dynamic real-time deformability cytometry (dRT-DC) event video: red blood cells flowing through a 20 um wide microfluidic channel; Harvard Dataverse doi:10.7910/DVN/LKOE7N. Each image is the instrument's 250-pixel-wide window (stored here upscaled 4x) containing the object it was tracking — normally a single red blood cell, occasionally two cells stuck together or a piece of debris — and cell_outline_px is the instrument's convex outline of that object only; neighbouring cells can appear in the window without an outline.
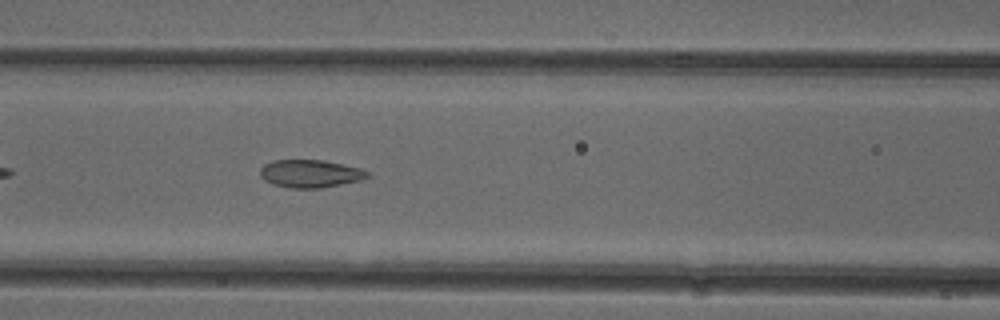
{"species": "common noctule bat (a hibernating species)", "species_latin": "Nyctalus noctula", "temperature_condition": "cold", "stored_images_in_passage": 39, "camera_frame_rate_fps": 3000, "um_per_image_px": 0.085, "animal": {"sex": "female"}, "frame": {"image": 1, "passage_image": 9, "time_ms": 2.667, "image_size_px": [1000, 320], "cell_outline_px": [[372, 176], [360, 180], [320, 188], [288, 188], [264, 180], [260, 176], [260, 168], [264, 164], [272, 160], [324, 160], [344, 164], [360, 168], [368, 172]], "centroid_in_image_um": [26.37, 14.75], "position_along_channel_um": 140.2, "area_um2": 17.4}}
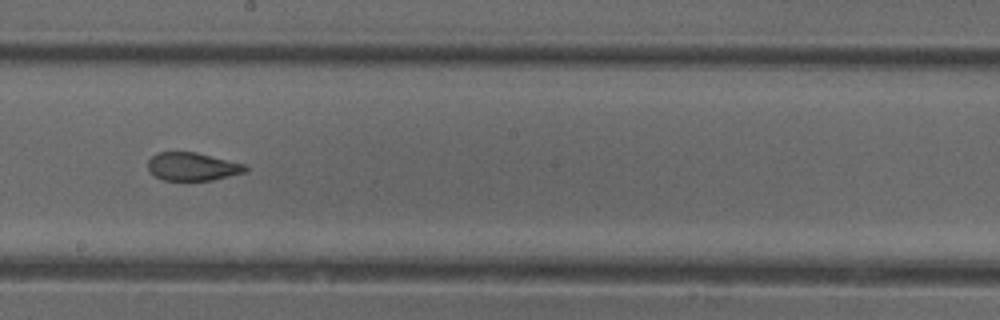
{"frame": {"image": 2, "passage_image": 16, "time_ms": 5.0, "image_size_px": [1000, 320], "cell_outline_px": [[248, 172], [212, 180], [164, 180], [156, 176], [148, 168], [148, 160], [156, 152], [196, 152], [244, 164], [248, 168]], "centroid_in_image_um": [16.38, 14.16], "position_along_channel_um": 231.8, "area_um2": 15.9}}
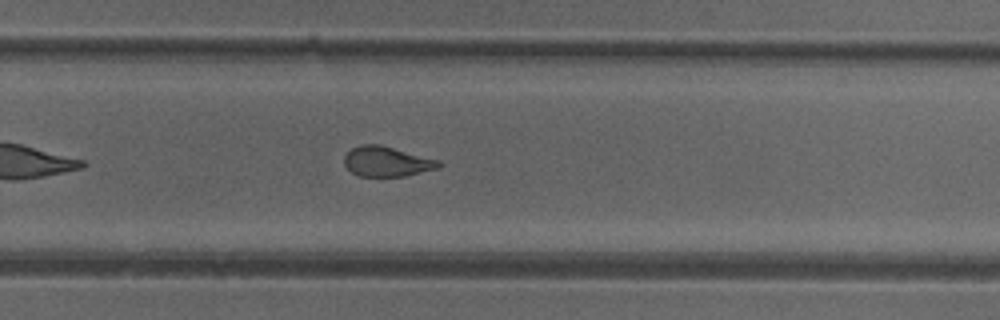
{"frame": {"image": 3, "passage_image": 21, "time_ms": 6.667, "image_size_px": [1000, 320], "cell_outline_px": [[440, 168], [404, 176], [360, 176], [352, 172], [344, 164], [344, 156], [352, 148], [360, 144], [380, 144], [440, 160]], "centroid_in_image_um": [32.88, 13.72], "position_along_channel_um": 296.9, "area_um2": 16.53}, "authors_computed_cell_mechanics": {"area_um2": 17.7446, "velocity_mm_per_s": 3.9365, "shape_relaxation_time_tau1_ms": null, "shape_relaxation_time_tau2_ms": 1.5873, "deformation_change_tau1": null, "deformation_change_tau2": 0.0786}}